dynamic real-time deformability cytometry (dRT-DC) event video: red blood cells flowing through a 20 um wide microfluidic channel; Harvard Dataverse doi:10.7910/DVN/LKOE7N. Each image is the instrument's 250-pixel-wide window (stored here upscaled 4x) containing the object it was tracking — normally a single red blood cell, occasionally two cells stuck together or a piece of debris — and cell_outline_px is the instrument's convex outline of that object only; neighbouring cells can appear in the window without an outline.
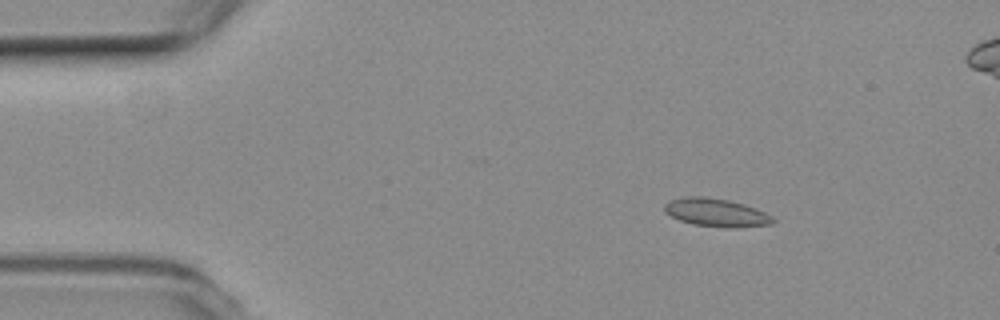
{"species": "common noctule bat (a hibernating species)", "species_latin": "Nyctalus noctula", "temperature_condition": "room temperature", "stored_images_in_passage": 5, "camera_frame_rate_fps": 3000, "um_per_image_px": 0.085, "animal": {"sex": "female", "body_mass_g": 19.3, "forearm_length_mm": 54.1}, "frame": {"image": 1, "passage_image": 2, "time_ms": 1.333, "image_size_px": [1000, 320], "cell_outline_px": [[776, 220], [772, 224], [736, 228], [724, 228], [692, 224], [680, 220], [664, 212], [664, 204], [668, 200], [688, 196], [704, 196], [728, 200], [744, 204], [756, 208], [772, 216]], "centroid_in_image_um": [60.87, 18.07], "position_along_channel_um": 24.1, "area_um2": 17.98}}